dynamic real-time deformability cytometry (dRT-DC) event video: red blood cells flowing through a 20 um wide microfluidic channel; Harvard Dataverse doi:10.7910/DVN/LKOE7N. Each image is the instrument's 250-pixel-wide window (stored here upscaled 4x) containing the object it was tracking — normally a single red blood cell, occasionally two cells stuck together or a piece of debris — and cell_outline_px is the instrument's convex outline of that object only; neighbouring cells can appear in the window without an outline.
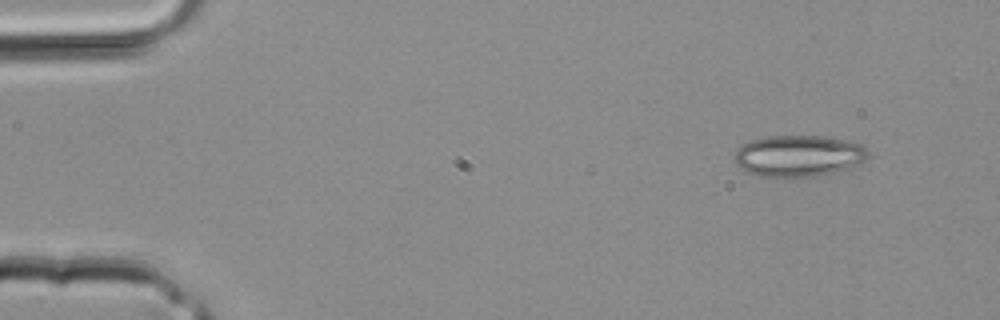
{"species": "common noctule bat (a hibernating species)", "species_latin": "Nyctalus noctula", "temperature_condition": "room temperature", "stored_images_in_passage": 2, "camera_frame_rate_fps": 3000, "um_per_image_px": 0.085, "animal": {"sex": "male", "body_mass_g": 20.4}, "frame": {"image": 1, "passage_image": 1, "time_ms": 0.0, "image_size_px": [1000, 320], "cell_outline_px": [[868, 156], [860, 164], [832, 172], [816, 176], [760, 176], [744, 172], [736, 164], [736, 152], [744, 144], [752, 140], [768, 136], [824, 136], [844, 140], [860, 144], [868, 152]], "centroid_in_image_um": [67.87, 13.24], "position_along_channel_um": 17.1, "area_um2": 31.73}}